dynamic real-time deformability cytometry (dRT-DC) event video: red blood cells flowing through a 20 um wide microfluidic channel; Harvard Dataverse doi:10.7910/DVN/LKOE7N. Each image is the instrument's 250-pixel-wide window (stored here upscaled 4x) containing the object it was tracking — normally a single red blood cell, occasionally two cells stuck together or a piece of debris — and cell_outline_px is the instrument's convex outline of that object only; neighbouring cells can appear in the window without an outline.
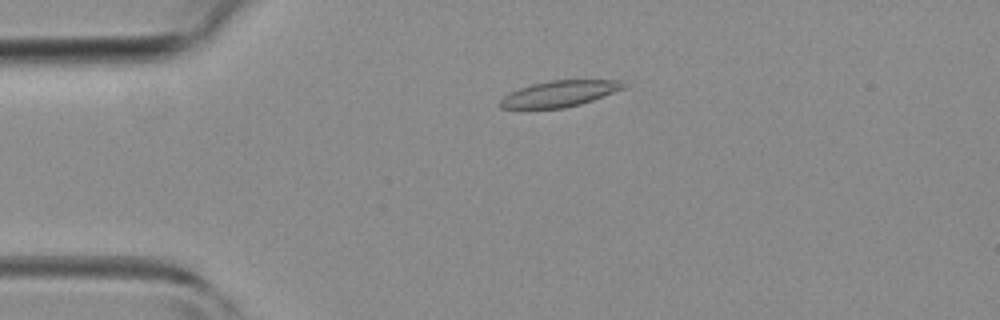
{"species": "common noctule bat (a hibernating species)", "species_latin": "Nyctalus noctula", "temperature_condition": "room temperature", "stored_images_in_passage": 3, "camera_frame_rate_fps": 3000, "um_per_image_px": 0.085, "animal": {"sex": "female", "body_mass_g": 19.3, "forearm_length_mm": 54.1}, "frame": {"image": 1, "passage_image": 1, "time_ms": 0.0, "image_size_px": [1000, 320], "cell_outline_px": [[628, 84], [624, 88], [592, 100], [580, 104], [564, 108], [500, 108], [496, 104], [504, 96], [520, 88], [532, 84], [548, 80], [616, 80]], "centroid_in_image_um": [47.53, 7.96], "position_along_channel_um": 37.5, "area_um2": 18.55}}
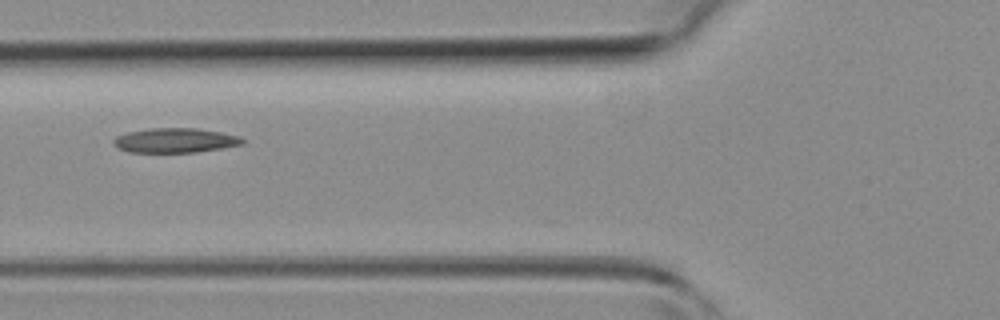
{"frame": {"image": 2, "passage_image": 3, "time_ms": 2.333, "image_size_px": [1000, 320], "cell_outline_px": [[244, 144], [196, 152], [128, 152], [116, 148], [112, 144], [112, 140], [116, 136], [128, 132], [148, 128], [196, 128], [220, 132], [240, 136], [244, 140]], "centroid_in_image_um": [14.84, 11.93], "position_along_channel_um": 111.0, "area_um2": 18.55}}